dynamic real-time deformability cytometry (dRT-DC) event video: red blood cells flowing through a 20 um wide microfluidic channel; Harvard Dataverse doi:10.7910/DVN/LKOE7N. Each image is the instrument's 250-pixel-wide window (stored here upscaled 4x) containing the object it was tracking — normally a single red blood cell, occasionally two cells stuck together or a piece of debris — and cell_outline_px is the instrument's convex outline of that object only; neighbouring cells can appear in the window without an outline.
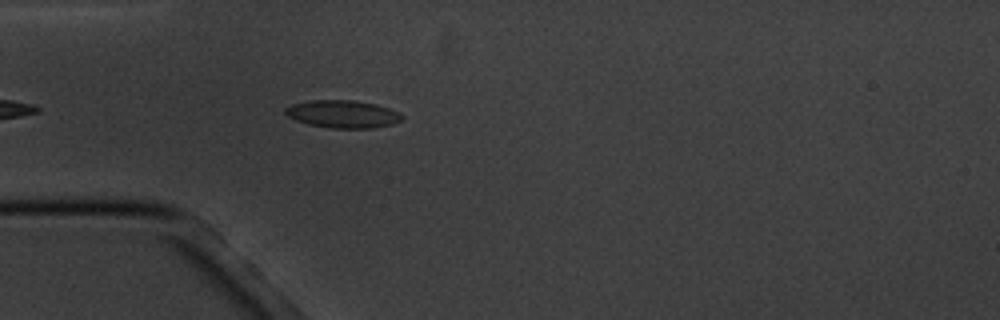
{"species": "common noctule bat (a hibernating species)", "species_latin": "Nyctalus noctula", "temperature_condition": "cold", "stored_images_in_passage": 4, "camera_frame_rate_fps": 3000, "um_per_image_px": 0.085, "animal": {"sex": "male", "body_mass_g": 20.1, "forearm_length_mm": 53.5}, "frame": {"image": 1, "passage_image": 4, "time_ms": 4.333, "image_size_px": [1000, 320], "cell_outline_px": [[404, 116], [400, 120], [392, 124], [372, 128], [328, 128], [308, 124], [296, 120], [288, 116], [284, 112], [284, 108], [292, 104], [312, 100], [352, 100], [376, 104], [388, 108]], "centroid_in_image_um": [29.1, 9.69], "position_along_channel_um": 55.9, "area_um2": 18.67}}